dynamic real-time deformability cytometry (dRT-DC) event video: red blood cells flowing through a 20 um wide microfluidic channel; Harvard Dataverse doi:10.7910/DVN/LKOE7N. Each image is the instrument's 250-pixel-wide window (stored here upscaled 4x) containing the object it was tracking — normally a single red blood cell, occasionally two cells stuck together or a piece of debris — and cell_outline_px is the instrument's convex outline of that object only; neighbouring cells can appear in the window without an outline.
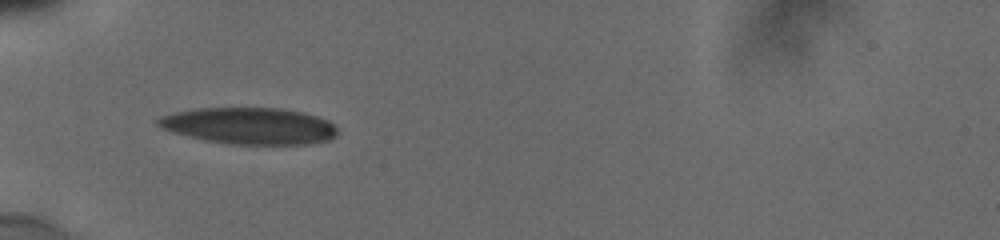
{"species": "human", "species_latin": "Homo sapiens", "temperature_condition": "cold", "stored_images_in_passage": 37, "camera_frame_rate_fps": 3000, "um_per_image_px": 0.085, "donor": {"sex": "male"}, "frame": {"image": 1, "passage_image": 1, "time_ms": 0.0, "image_size_px": [1000, 240], "cell_outline_px": [[336, 136], [328, 140], [308, 144], [228, 144], [204, 140], [172, 132], [156, 124], [156, 120], [160, 116], [176, 112], [200, 108], [280, 108], [304, 112], [328, 120], [336, 128]], "centroid_in_image_um": [21.2, 10.7], "position_along_channel_um": 63.8, "area_um2": 38.15}}
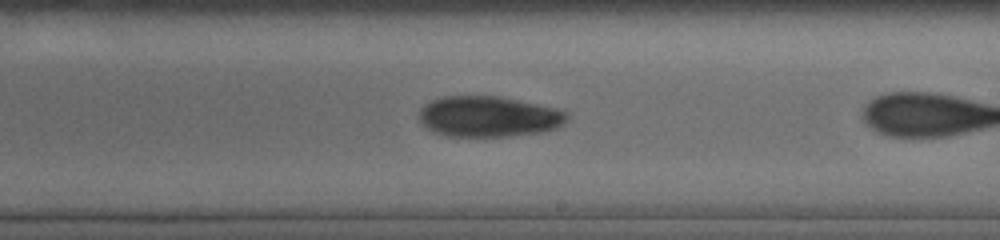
{"frame": {"image": 2, "passage_image": 25, "time_ms": 4.0, "image_size_px": [1000, 240], "cell_outline_px": [[568, 120], [564, 124], [556, 128], [544, 132], [512, 136], [448, 136], [432, 132], [416, 116], [420, 108], [424, 104], [432, 100], [444, 96], [500, 96], [556, 108], [568, 112]], "centroid_in_image_um": [41.54, 9.91], "position_along_channel_um": 247.5, "area_um2": 35.43}}
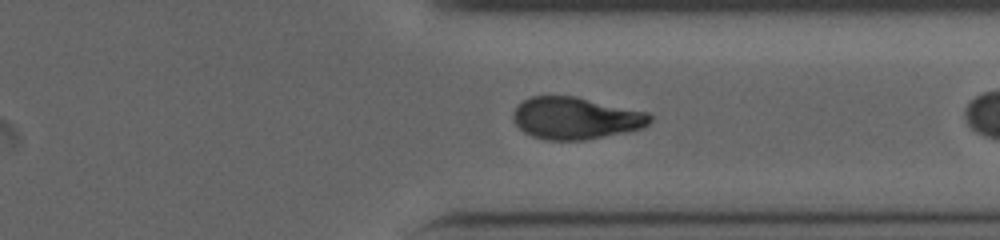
{"frame": {"image": 3, "passage_image": 35, "time_ms": 7.0, "image_size_px": [1000, 240], "cell_outline_px": [[652, 120], [648, 124], [640, 128], [628, 132], [584, 140], [548, 140], [532, 136], [524, 132], [516, 124], [512, 116], [516, 108], [524, 100], [532, 96], [576, 96], [648, 112], [652, 116]], "centroid_in_image_um": [48.96, 10.04], "position_along_channel_um": 362.4, "area_um2": 33.47}}